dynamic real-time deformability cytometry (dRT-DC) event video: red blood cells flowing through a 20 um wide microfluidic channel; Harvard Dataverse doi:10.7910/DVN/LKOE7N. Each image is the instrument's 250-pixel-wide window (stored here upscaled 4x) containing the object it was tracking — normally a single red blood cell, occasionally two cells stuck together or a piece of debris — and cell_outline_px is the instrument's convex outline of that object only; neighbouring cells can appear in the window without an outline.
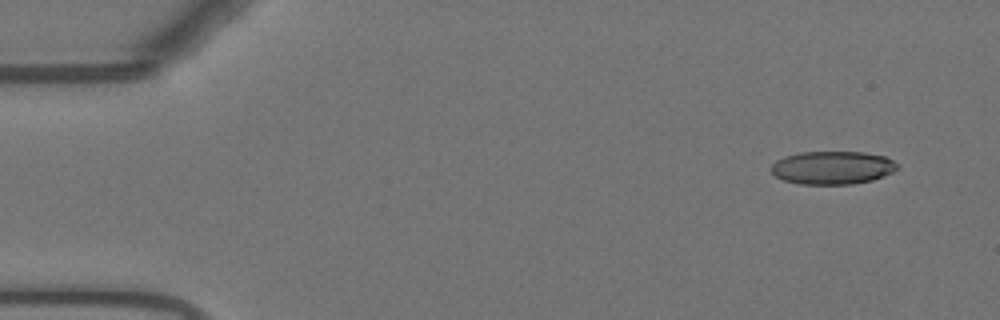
{"species": "Egyptian fruit bat (a non-hibernating species)", "species_latin": "Rousettus aegyptiacus", "temperature_condition": "warm", "stored_images_in_passage": 10, "camera_frame_rate_fps": 3000, "um_per_image_px": 0.085, "animal": {"sex": "female"}, "frame": {"image": 1, "passage_image": 4, "time_ms": 1.0, "image_size_px": [1000, 320], "cell_outline_px": [[900, 168], [884, 176], [872, 180], [852, 184], [800, 184], [784, 180], [776, 176], [768, 168], [776, 160], [784, 156], [800, 152], [864, 152], [884, 156], [900, 164]], "centroid_in_image_um": [70.76, 14.25], "position_along_channel_um": 14.2, "area_um2": 24.57}}